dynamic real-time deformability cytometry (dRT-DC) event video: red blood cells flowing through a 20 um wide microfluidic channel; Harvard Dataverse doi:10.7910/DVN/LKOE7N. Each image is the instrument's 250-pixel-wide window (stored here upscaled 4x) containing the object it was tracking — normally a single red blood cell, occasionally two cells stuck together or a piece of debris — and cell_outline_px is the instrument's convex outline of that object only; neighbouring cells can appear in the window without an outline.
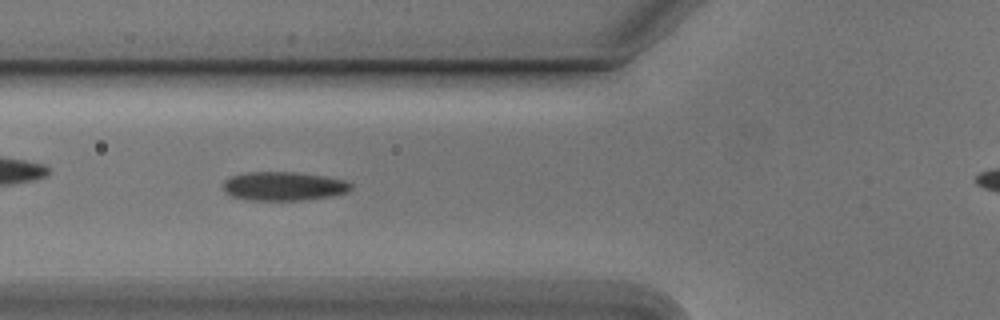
{"species": "Egyptian fruit bat (a non-hibernating species)", "species_latin": "Rousettus aegyptiacus", "temperature_condition": "cold", "stored_images_in_passage": 33, "camera_frame_rate_fps": 3000, "um_per_image_px": 0.085, "animal": {"sex": "male"}, "frame": {"image": 1, "passage_image": 4, "time_ms": 1.0, "image_size_px": [1000, 320], "cell_outline_px": [[352, 188], [348, 192], [332, 196], [304, 200], [248, 200], [232, 196], [224, 192], [224, 180], [228, 176], [248, 172], [296, 172], [324, 176], [344, 180], [352, 184]], "centroid_in_image_um": [24.1, 15.82], "position_along_channel_um": 101.7, "area_um2": 21.62}}
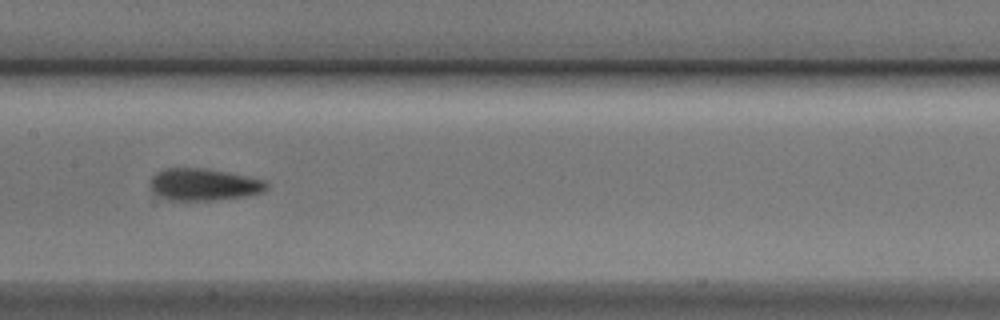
{"frame": {"image": 2, "passage_image": 11, "time_ms": 3.333, "image_size_px": [1000, 320], "cell_outline_px": [[268, 188], [264, 192], [244, 196], [212, 200], [168, 200], [160, 196], [148, 184], [152, 176], [156, 172], [164, 168], [208, 168], [264, 180], [268, 184]], "centroid_in_image_um": [17.31, 15.67], "position_along_channel_um": 190.1, "area_um2": 21.68}}
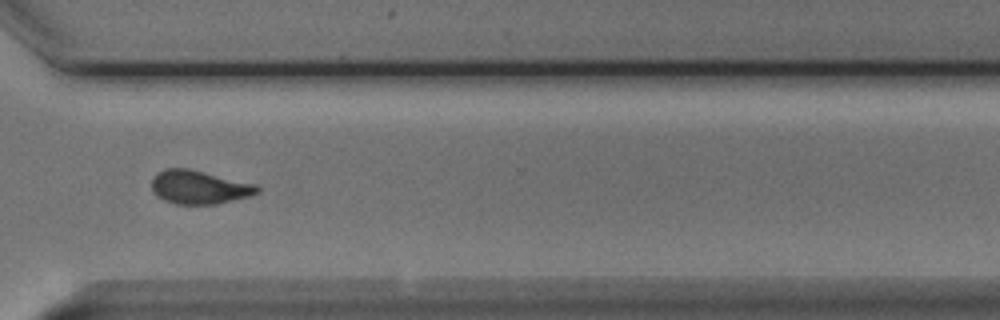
{"frame": {"image": 3, "passage_image": 24, "time_ms": 7.667, "image_size_px": [1000, 320], "cell_outline_px": [[260, 192], [248, 196], [216, 204], [176, 204], [164, 200], [152, 188], [152, 176], [156, 172], [164, 168], [188, 168], [256, 184], [260, 188]], "centroid_in_image_um": [16.92, 15.89], "position_along_channel_um": 353.7, "area_um2": 20.52}, "authors_computed_cell_mechanics": {"area_um2": 21.1548, "velocity_mm_per_s": 3.7764, "shape_relaxation_time_tau1_ms": 4.7343, "shape_relaxation_time_tau2_ms": 2.5811, "deformation_change_tau1": 0.1326, "deformation_change_tau2": 0.08}}